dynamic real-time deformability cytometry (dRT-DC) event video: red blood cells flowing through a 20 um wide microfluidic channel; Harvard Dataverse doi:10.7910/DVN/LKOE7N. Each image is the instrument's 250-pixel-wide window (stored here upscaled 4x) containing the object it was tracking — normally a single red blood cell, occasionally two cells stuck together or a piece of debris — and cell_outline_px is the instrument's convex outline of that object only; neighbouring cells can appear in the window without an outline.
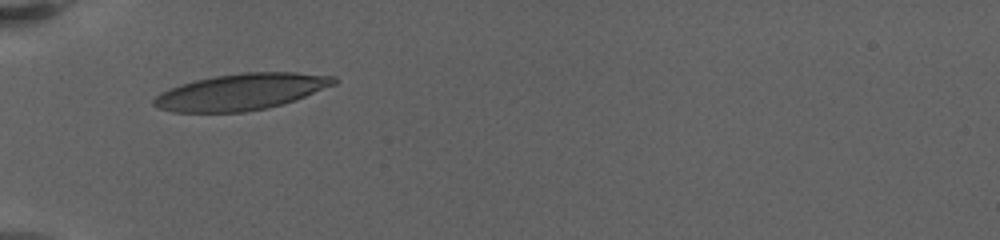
{"species": "human", "species_latin": "Homo sapiens", "temperature_condition": "warm", "stored_images_in_passage": 44, "camera_frame_rate_fps": 3000, "um_per_image_px": 0.085, "donor": {"sex": "female"}, "frame": {"image": 1, "passage_image": 1, "time_ms": 0.0, "image_size_px": [1000, 240], "cell_outline_px": [[336, 84], [296, 100], [268, 108], [244, 112], [172, 112], [156, 108], [152, 104], [152, 100], [160, 92], [168, 88], [180, 84], [196, 80], [216, 76], [240, 72], [296, 72], [336, 76]], "centroid_in_image_um": [20.48, 7.81], "position_along_channel_um": 64.5, "area_um2": 38.44}}
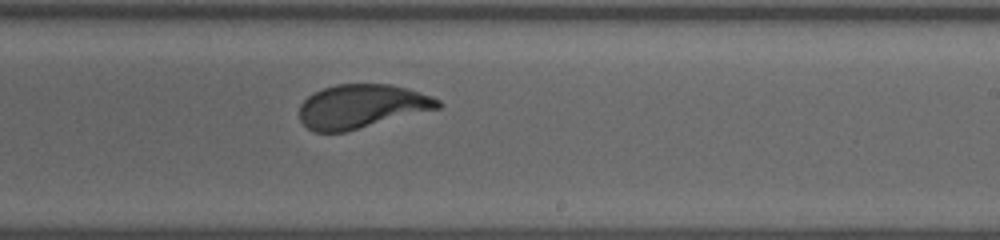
{"frame": {"image": 2, "passage_image": 26, "time_ms": 6.333, "image_size_px": [1000, 240], "cell_outline_px": [[444, 104], [440, 108], [344, 132], [316, 132], [308, 128], [300, 120], [300, 104], [308, 96], [324, 88], [336, 84], [388, 84], [408, 88], [432, 96], [440, 100]], "centroid_in_image_um": [30.76, 9.03], "position_along_channel_um": 258.2, "area_um2": 35.26}}
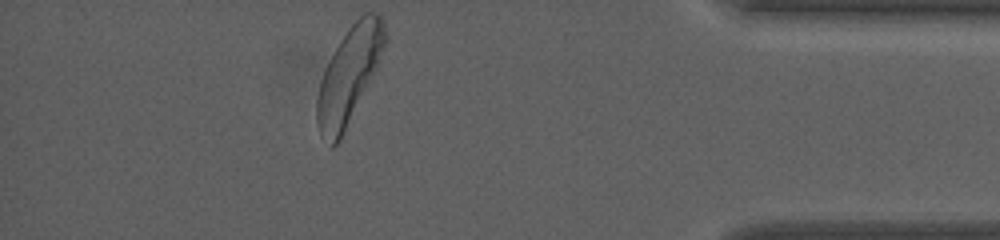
{"frame": {"image": 3, "passage_image": 44, "time_ms": 12.0, "image_size_px": [1000, 240], "cell_outline_px": [[388, 40], [380, 64], [340, 140], [332, 148], [320, 136], [316, 124], [316, 100], [320, 80], [340, 40], [348, 28], [364, 12], [376, 12], [384, 20], [388, 36]], "centroid_in_image_um": [29.71, 6.39], "position_along_channel_um": 405.5, "area_um2": 38.55}, "authors_computed_cell_mechanics": {"area_um2": 36.4718, "velocity_mm_per_s": 3.1766, "shape_relaxation_time_tau1_ms": 3.3332, "shape_relaxation_time_tau2_ms": null, "deformation_change_tau1": 0.1664, "deformation_change_tau2": null}}